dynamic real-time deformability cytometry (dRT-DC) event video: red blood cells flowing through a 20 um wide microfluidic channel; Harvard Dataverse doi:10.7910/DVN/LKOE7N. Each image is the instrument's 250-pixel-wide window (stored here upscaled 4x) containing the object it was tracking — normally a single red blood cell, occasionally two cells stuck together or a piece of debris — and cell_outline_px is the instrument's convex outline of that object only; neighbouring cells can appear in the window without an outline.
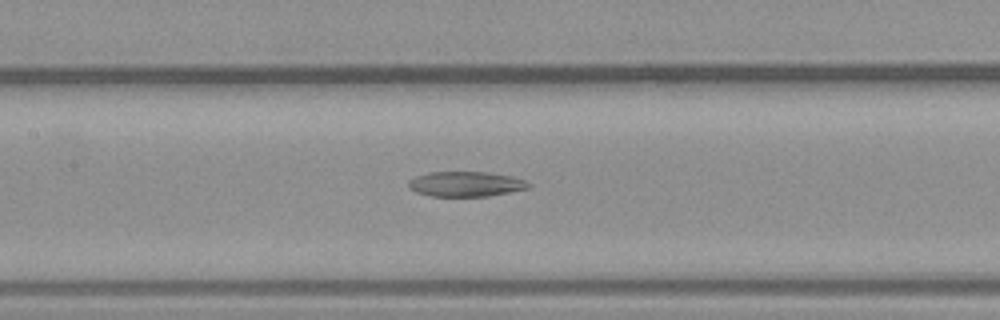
{"species": "common noctule bat (a hibernating species)", "species_latin": "Nyctalus noctula", "temperature_condition": "warm", "stored_images_in_passage": 34, "segment_of_instrument_passage": [1, 2], "camera_frame_rate_fps": 3000, "um_per_image_px": 0.085, "animal": {"sex": "male", "body_mass_g": 23.1, "forearm_length_mm": 52.7}, "frame": {"image": 1, "passage_image": 20, "time_ms": 6.333, "image_size_px": [1000, 320], "cell_outline_px": [[532, 184], [528, 188], [488, 196], [432, 196], [416, 192], [408, 188], [408, 180], [416, 176], [428, 172], [488, 172], [512, 176], [524, 180]], "centroid_in_image_um": [39.56, 15.63], "position_along_channel_um": 167.8, "area_um2": 17.51}}
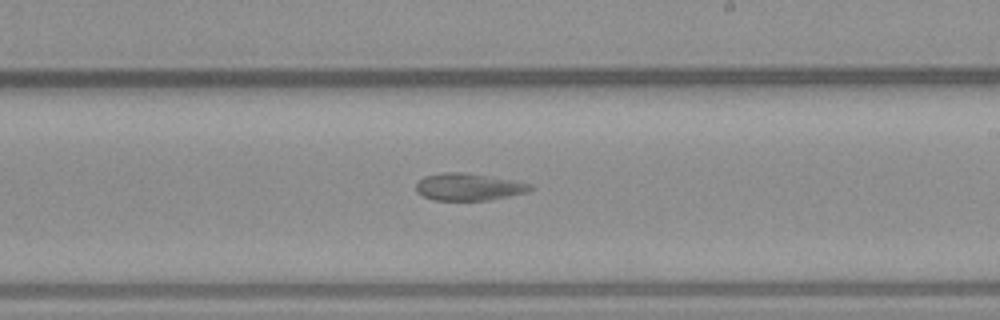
{"frame": {"image": 2, "passage_image": 25, "time_ms": 8.0, "image_size_px": [1000, 320], "cell_outline_px": [[532, 188], [524, 192], [508, 196], [488, 200], [432, 200], [416, 192], [416, 184], [424, 176], [440, 172], [464, 172], [512, 180], [532, 184]], "centroid_in_image_um": [39.77, 15.88], "position_along_channel_um": 249.2, "area_um2": 17.92}}
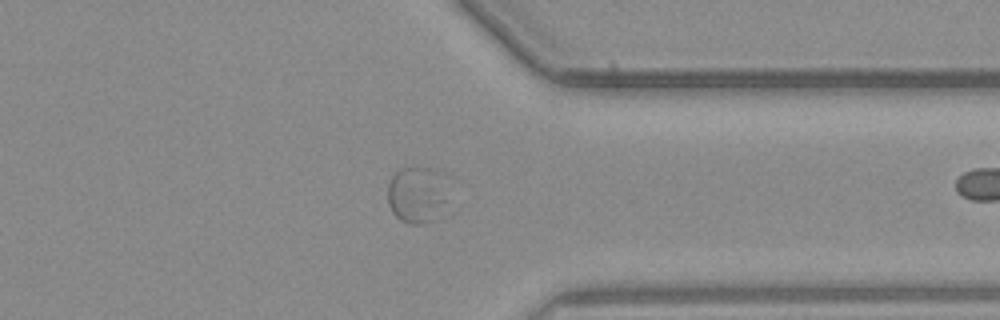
{"frame": {"image": 3, "passage_image": 33, "time_ms": 10.667, "image_size_px": [1000, 320], "cell_outline_px": [[464, 204], [460, 208], [452, 212], [432, 220], [420, 224], [412, 224], [400, 220], [392, 212], [388, 204], [388, 184], [392, 176], [400, 168], [416, 164], [432, 168], [444, 172]], "centroid_in_image_um": [35.83, 16.54], "position_along_channel_um": 375.6, "area_um2": 23.81}}